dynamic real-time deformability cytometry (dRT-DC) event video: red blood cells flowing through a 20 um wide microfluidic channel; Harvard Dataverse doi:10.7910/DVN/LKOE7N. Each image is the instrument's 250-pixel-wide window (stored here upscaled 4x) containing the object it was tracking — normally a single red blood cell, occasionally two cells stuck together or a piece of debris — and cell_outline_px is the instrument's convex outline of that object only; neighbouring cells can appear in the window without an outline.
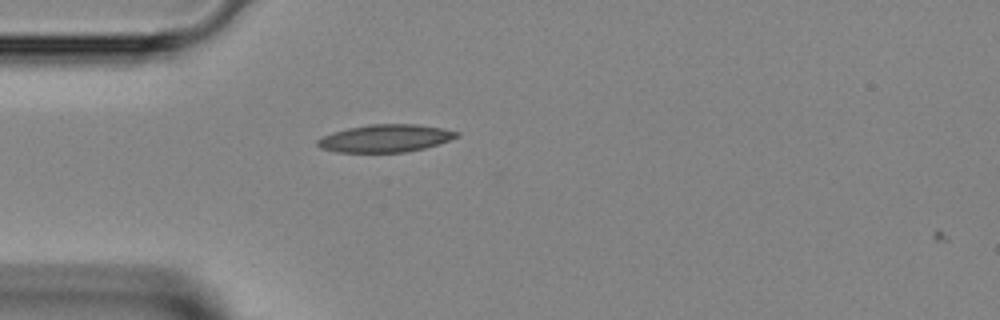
{"species": "Egyptian fruit bat (a non-hibernating species)", "species_latin": "Rousettus aegyptiacus", "temperature_condition": "room temperature", "stored_images_in_passage": 2, "camera_frame_rate_fps": 3000, "um_per_image_px": 0.085, "animal": {"sex": "female"}, "frame": {"image": 1, "passage_image": 1, "time_ms": 0.0, "image_size_px": [1000, 320], "cell_outline_px": [[460, 136], [424, 148], [404, 152], [336, 152], [320, 148], [316, 144], [316, 140], [332, 132], [348, 128], [368, 124], [416, 124], [440, 128], [460, 132]], "centroid_in_image_um": [32.72, 11.75], "position_along_channel_um": 52.3, "area_um2": 22.25}}